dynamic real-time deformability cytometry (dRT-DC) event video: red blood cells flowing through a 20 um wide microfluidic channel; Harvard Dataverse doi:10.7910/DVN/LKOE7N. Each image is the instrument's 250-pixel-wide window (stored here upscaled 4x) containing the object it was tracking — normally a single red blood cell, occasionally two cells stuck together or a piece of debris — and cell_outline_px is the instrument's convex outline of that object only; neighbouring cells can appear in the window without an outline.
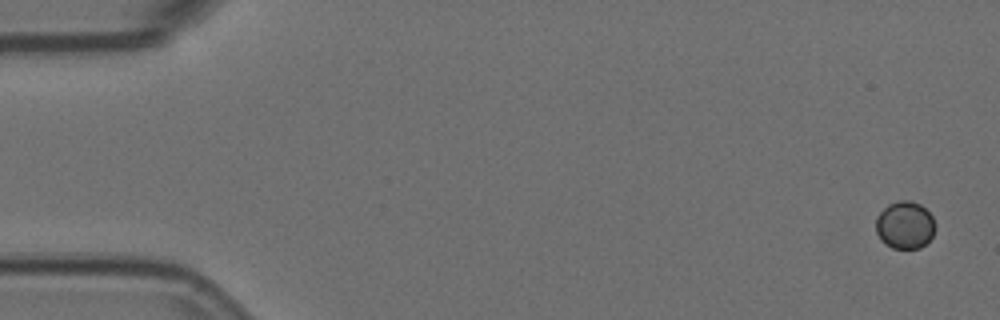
{"species": "Egyptian fruit bat (a non-hibernating species)", "species_latin": "Rousettus aegyptiacus", "temperature_condition": "room temperature", "stored_images_in_passage": 15, "camera_frame_rate_fps": 3000, "um_per_image_px": 0.085, "animal": {"sex": "female"}, "frame": {"image": 1, "passage_image": 1, "time_ms": 0.0, "image_size_px": [1000, 320], "cell_outline_px": [[936, 228], [932, 236], [920, 248], [892, 248], [880, 240], [876, 232], [876, 216], [888, 204], [900, 200], [912, 200], [920, 204], [932, 216], [936, 224]], "centroid_in_image_um": [76.91, 19.12], "position_along_channel_um": 8.1, "area_um2": 16.53}}
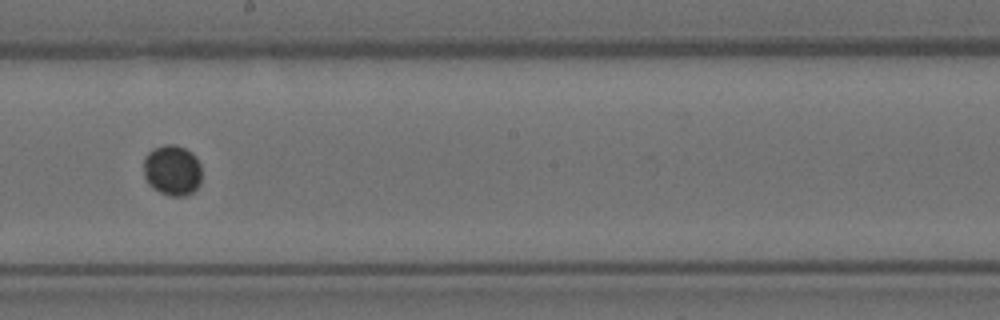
{"frame": {"image": 2, "passage_image": 9, "time_ms": 2.667, "image_size_px": [1000, 320], "cell_outline_px": [[200, 184], [192, 192], [184, 196], [172, 196], [160, 192], [152, 188], [148, 184], [144, 176], [144, 156], [152, 148], [164, 144], [176, 144], [192, 152], [196, 156], [200, 164]], "centroid_in_image_um": [14.63, 14.45], "position_along_channel_um": 233.6, "area_um2": 17.34}}
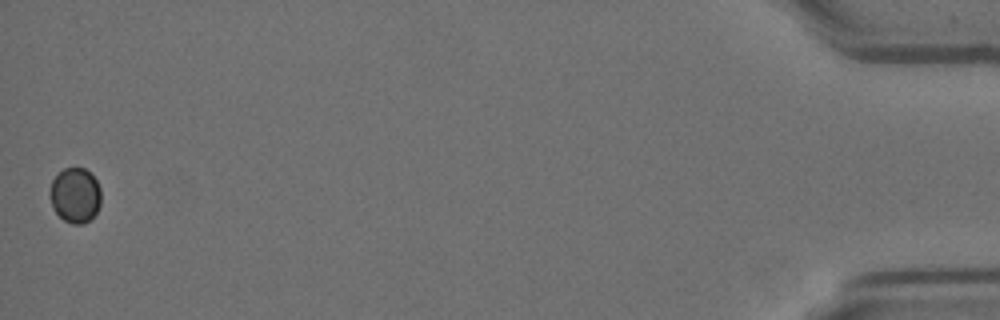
{"frame": {"image": 3, "passage_image": 15, "time_ms": 4.667, "image_size_px": [1000, 320], "cell_outline_px": [[100, 204], [96, 212], [84, 224], [72, 224], [64, 220], [52, 208], [52, 180], [64, 168], [84, 168], [96, 180], [100, 188]], "centroid_in_image_um": [6.41, 16.61], "position_along_channel_um": 428.8, "area_um2": 15.95}}